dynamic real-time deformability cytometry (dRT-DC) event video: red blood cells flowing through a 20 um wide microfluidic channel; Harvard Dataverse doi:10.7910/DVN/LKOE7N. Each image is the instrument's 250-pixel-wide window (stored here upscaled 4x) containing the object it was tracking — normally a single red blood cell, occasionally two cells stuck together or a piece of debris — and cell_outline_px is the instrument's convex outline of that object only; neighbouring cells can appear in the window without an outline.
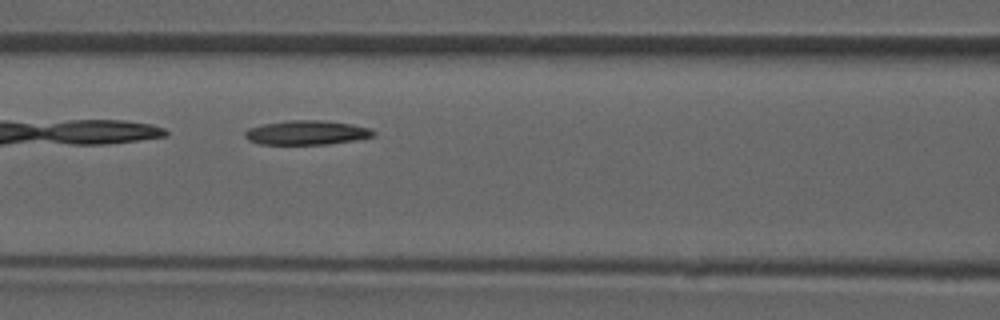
{"species": "common noctule bat (a hibernating species)", "species_latin": "Nyctalus noctula", "temperature_condition": "room temperature", "stored_images_in_passage": 5, "camera_frame_rate_fps": 3000, "um_per_image_px": 0.085, "animal": {"sex": "male", "forearm_length_mm": 52.5}, "frame": {"image": 1, "passage_image": 5, "time_ms": 6.0, "image_size_px": [1000, 320], "cell_outline_px": [[376, 136], [328, 144], [260, 144], [248, 140], [244, 136], [244, 132], [248, 128], [264, 124], [288, 120], [324, 120], [352, 124], [372, 128], [376, 132]], "centroid_in_image_um": [26.09, 11.26], "position_along_channel_um": 140.5, "area_um2": 18.26}}